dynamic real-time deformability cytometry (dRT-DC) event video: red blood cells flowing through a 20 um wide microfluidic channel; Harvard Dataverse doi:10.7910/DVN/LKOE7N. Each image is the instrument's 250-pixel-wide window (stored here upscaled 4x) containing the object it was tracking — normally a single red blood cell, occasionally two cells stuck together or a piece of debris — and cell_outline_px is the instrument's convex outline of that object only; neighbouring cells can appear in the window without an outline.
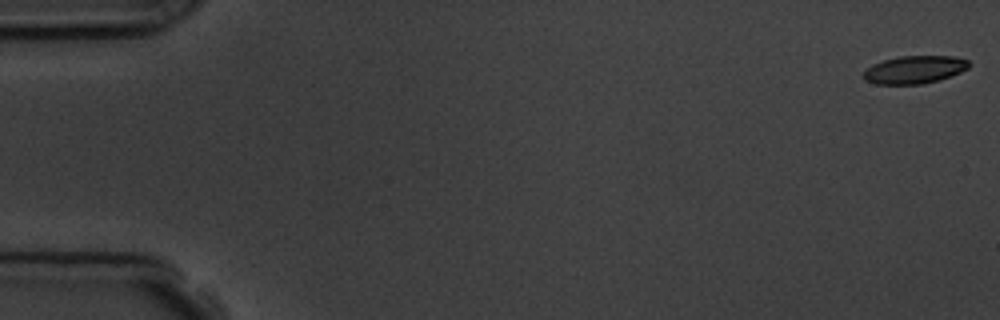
{"species": "common noctule bat (a hibernating species)", "species_latin": "Nyctalus noctula", "temperature_condition": "room temperature", "stored_images_in_passage": 7, "camera_frame_rate_fps": 3000, "um_per_image_px": 0.085, "animal": {"sex": "male", "body_mass_g": 19.5, "forearm_length_mm": 54.6}, "frame": {"image": 1, "passage_image": 7, "time_ms": 7.0, "image_size_px": [1000, 320], "cell_outline_px": [[972, 64], [968, 68], [960, 72], [924, 84], [876, 84], [864, 80], [864, 72], [872, 64], [884, 60], [900, 56], [952, 56], [968, 60]], "centroid_in_image_um": [77.73, 5.91], "position_along_channel_um": 7.3, "area_um2": 16.94}}